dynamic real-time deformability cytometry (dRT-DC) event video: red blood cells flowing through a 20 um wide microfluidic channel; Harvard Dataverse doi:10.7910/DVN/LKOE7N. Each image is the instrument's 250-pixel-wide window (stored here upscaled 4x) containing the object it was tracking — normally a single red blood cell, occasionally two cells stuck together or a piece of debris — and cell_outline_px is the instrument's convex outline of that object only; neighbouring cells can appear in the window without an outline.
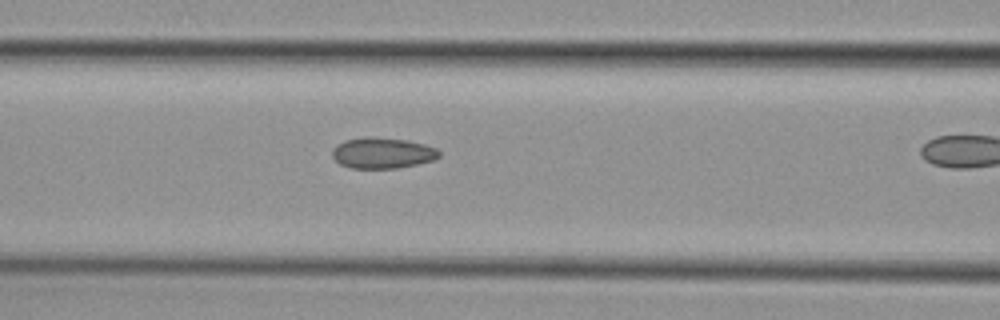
{"species": "common noctule bat (a hibernating species)", "species_latin": "Nyctalus noctula", "temperature_condition": "cold", "stored_images_in_passage": 15, "camera_frame_rate_fps": 3000, "um_per_image_px": 0.085, "animal": {"sex": "female", "body_mass_g": 29.2, "forearm_length_mm": 56.3}, "frame": {"image": 1, "passage_image": 11, "time_ms": 3.333, "image_size_px": [1000, 320], "cell_outline_px": [[440, 156], [432, 160], [416, 164], [396, 168], [352, 168], [340, 164], [332, 156], [332, 148], [336, 144], [344, 140], [368, 136], [372, 136], [408, 140], [424, 144], [436, 148], [440, 152]], "centroid_in_image_um": [32.48, 12.99], "position_along_channel_um": 134.1, "area_um2": 19.31}}